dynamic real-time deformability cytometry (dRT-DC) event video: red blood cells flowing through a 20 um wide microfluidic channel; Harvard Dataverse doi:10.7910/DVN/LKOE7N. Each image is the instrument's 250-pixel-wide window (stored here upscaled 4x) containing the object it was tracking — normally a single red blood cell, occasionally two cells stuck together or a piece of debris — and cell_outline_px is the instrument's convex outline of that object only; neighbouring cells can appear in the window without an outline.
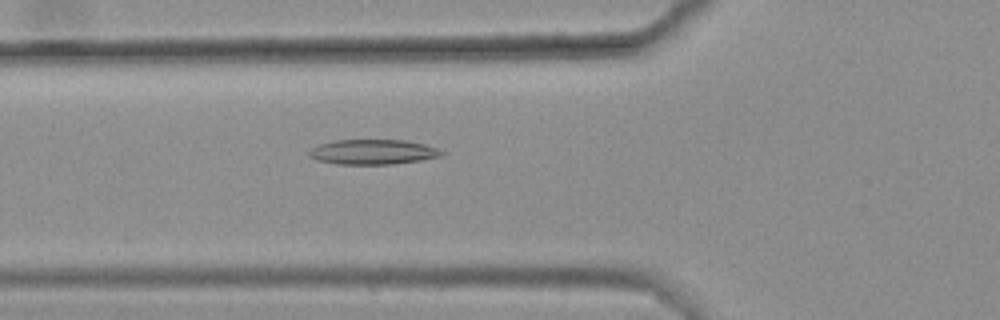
{"species": "common noctule bat (a hibernating species)", "species_latin": "Nyctalus noctula", "temperature_condition": "warm", "stored_images_in_passage": 5, "camera_frame_rate_fps": 3000, "um_per_image_px": 0.085, "animal": {"sex": "female", "body_mass_g": 25.1}, "frame": {"image": 1, "passage_image": 5, "time_ms": 1.333, "image_size_px": [1000, 320], "cell_outline_px": [[444, 152], [440, 156], [420, 160], [392, 164], [336, 164], [316, 160], [308, 156], [308, 152], [312, 148], [320, 144], [336, 140], [404, 140], [424, 144], [436, 148]], "centroid_in_image_um": [31.65, 12.92], "position_along_channel_um": 94.1, "area_um2": 19.13}}